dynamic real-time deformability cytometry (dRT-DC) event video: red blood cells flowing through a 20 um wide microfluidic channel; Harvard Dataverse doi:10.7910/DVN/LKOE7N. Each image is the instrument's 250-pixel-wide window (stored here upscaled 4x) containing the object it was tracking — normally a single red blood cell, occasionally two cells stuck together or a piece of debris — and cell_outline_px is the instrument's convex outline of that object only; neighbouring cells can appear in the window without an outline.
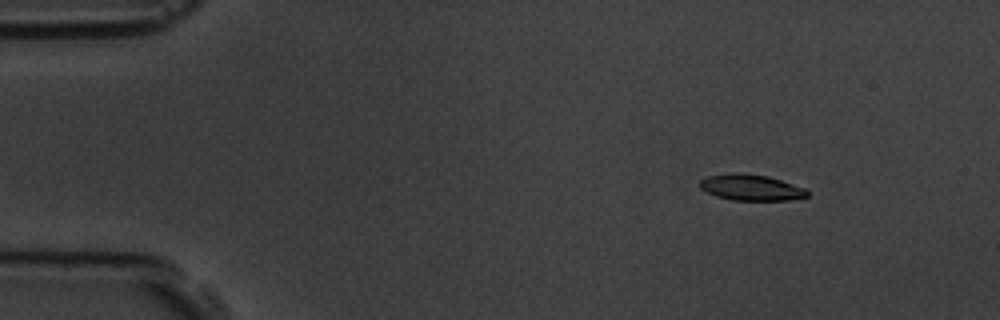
{"species": "common noctule bat (a hibernating species)", "species_latin": "Nyctalus noctula", "temperature_condition": "room temperature", "stored_images_in_passage": 6, "camera_frame_rate_fps": 3000, "um_per_image_px": 0.085, "animal": {"sex": "male", "body_mass_g": 19.5, "forearm_length_mm": 54.6}, "frame": {"image": 1, "passage_image": 2, "time_ms": 1.0, "image_size_px": [1000, 320], "cell_outline_px": [[808, 196], [788, 200], [732, 200], [716, 196], [700, 188], [700, 180], [708, 176], [732, 172], [744, 172], [768, 176], [804, 188], [808, 192]], "centroid_in_image_um": [63.81, 15.92], "position_along_channel_um": 21.2, "area_um2": 16.24}}
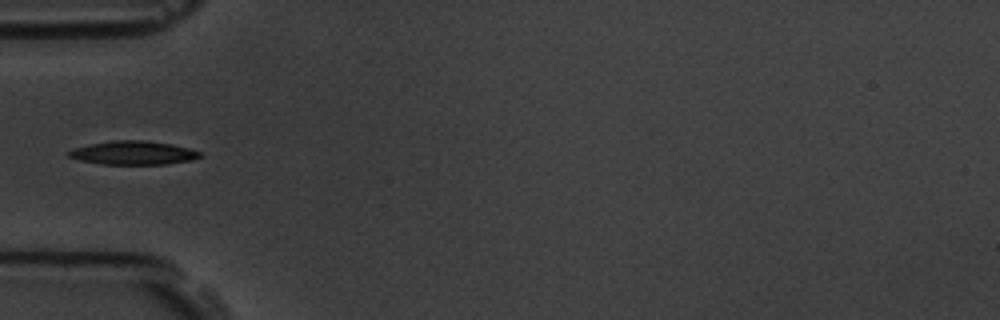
{"frame": {"image": 2, "passage_image": 5, "time_ms": 4.667, "image_size_px": [1000, 320], "cell_outline_px": [[204, 156], [192, 160], [168, 164], [100, 164], [80, 160], [68, 156], [64, 152], [72, 148], [112, 140], [144, 140], [172, 144], [188, 148], [200, 152]], "centroid_in_image_um": [11.32, 12.99], "position_along_channel_um": 73.7, "area_um2": 18.21}}
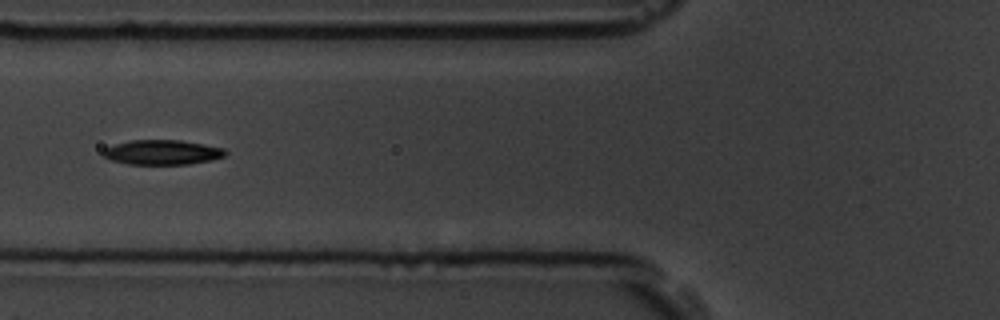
{"frame": {"image": 3, "passage_image": 6, "time_ms": 5.667, "image_size_px": [1000, 320], "cell_outline_px": [[228, 152], [224, 156], [212, 160], [188, 164], [128, 164], [112, 160], [104, 156], [104, 148], [116, 144], [132, 140], [180, 140], [204, 144], [224, 148]], "centroid_in_image_um": [13.83, 12.94], "position_along_channel_um": 112.0, "area_um2": 17.51}}